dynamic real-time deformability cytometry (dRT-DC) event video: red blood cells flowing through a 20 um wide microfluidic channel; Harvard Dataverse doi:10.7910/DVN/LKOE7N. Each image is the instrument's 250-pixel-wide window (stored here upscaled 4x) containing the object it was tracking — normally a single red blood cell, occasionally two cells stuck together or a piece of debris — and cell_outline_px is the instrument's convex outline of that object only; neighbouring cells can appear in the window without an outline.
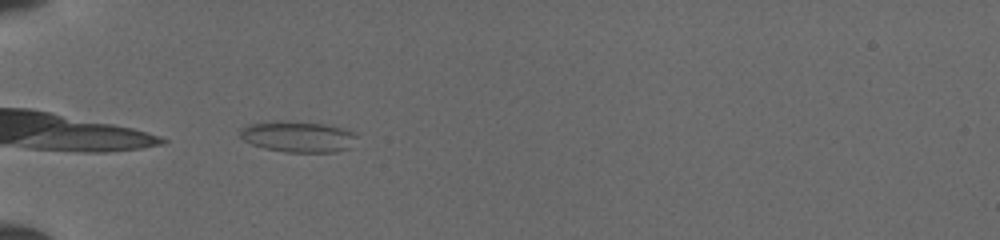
{"species": "common noctule bat (a hibernating species)", "species_latin": "Nyctalus noctula", "temperature_condition": "cold", "stored_images_in_passage": 43, "camera_frame_rate_fps": 3000, "um_per_image_px": 0.085, "animal": {"sex": "female", "body_mass_g": 19.5, "forearm_length_mm": 54.1}, "frame": {"image": 1, "passage_image": 1, "time_ms": 0.0, "image_size_px": [1000, 240], "cell_outline_px": [[356, 136], [352, 148], [336, 152], [284, 152], [264, 148], [252, 144], [244, 140], [240, 136], [240, 132], [248, 124], [276, 120], [280, 120], [324, 124], [340, 128], [352, 132]], "centroid_in_image_um": [25.33, 11.62], "position_along_channel_um": 59.7, "area_um2": 21.04}}
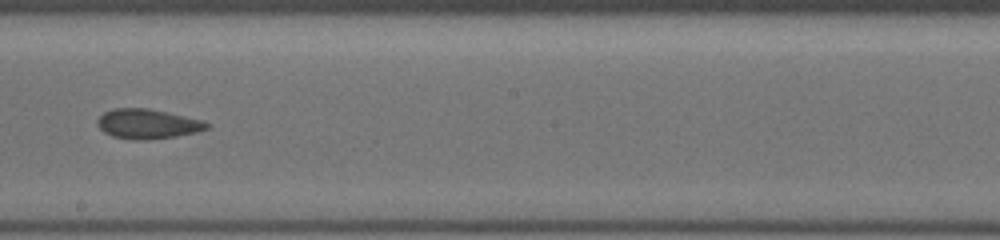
{"frame": {"image": 2, "passage_image": 18, "time_ms": 4.667, "image_size_px": [1000, 240], "cell_outline_px": [[208, 128], [196, 132], [176, 136], [144, 140], [132, 140], [112, 136], [104, 132], [96, 124], [96, 120], [104, 112], [112, 108], [148, 108], [204, 120], [208, 124]], "centroid_in_image_um": [12.51, 10.53], "position_along_channel_um": 235.7, "area_um2": 18.96}}
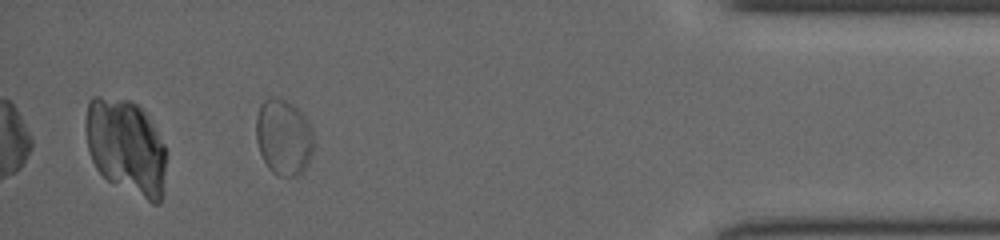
{"frame": {"image": 3, "passage_image": 40, "time_ms": 10.0, "image_size_px": [1000, 240], "cell_outline_px": [[312, 152], [304, 168], [296, 176], [280, 176], [272, 172], [268, 168], [260, 152], [256, 140], [256, 116], [260, 104], [264, 100], [276, 96], [284, 100], [296, 108], [308, 120], [312, 132]], "centroid_in_image_um": [24.07, 11.65], "position_along_channel_um": 411.1, "area_um2": 25.14}}